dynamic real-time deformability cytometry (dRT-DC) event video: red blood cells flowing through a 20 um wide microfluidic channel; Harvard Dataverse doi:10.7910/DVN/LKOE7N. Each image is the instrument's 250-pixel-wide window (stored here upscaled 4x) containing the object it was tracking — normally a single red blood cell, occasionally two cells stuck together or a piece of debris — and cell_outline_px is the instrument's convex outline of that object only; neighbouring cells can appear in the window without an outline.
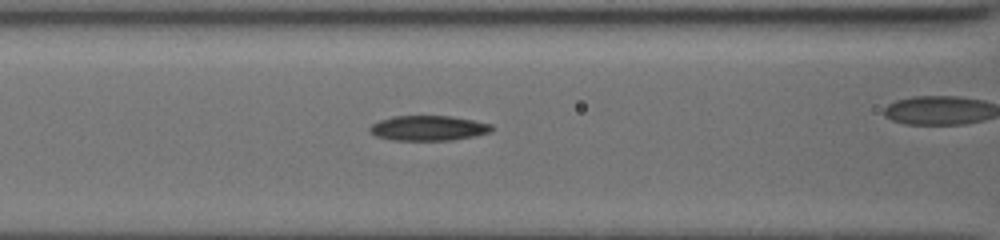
{"species": "common noctule bat (a hibernating species)", "species_latin": "Nyctalus noctula", "temperature_condition": "cold", "stored_images_in_passage": 34, "camera_frame_rate_fps": 3000, "um_per_image_px": 0.085, "animal": {"sex": "female", "body_mass_g": 19.5, "forearm_length_mm": 54.1}, "frame": {"image": 1, "passage_image": 20, "time_ms": 8.333, "image_size_px": [1000, 240], "cell_outline_px": [[492, 132], [476, 136], [452, 140], [392, 140], [376, 136], [368, 132], [368, 128], [372, 124], [380, 120], [392, 116], [452, 116], [492, 124]], "centroid_in_image_um": [36.4, 10.89], "position_along_channel_um": 130.2, "area_um2": 17.92}}